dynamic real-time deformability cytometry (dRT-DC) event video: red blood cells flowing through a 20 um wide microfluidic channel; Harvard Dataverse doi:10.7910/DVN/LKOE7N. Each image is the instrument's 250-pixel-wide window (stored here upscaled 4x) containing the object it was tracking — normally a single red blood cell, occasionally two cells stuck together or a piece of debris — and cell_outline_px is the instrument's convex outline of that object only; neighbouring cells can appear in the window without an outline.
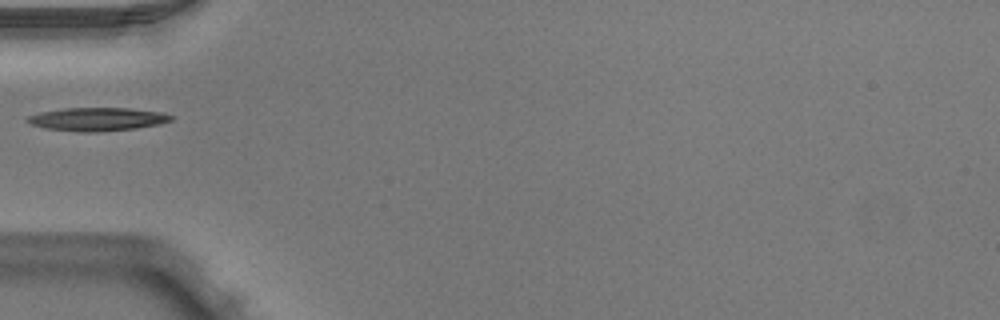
{"species": "Egyptian fruit bat (a non-hibernating species)", "species_latin": "Rousettus aegyptiacus", "temperature_condition": "warm", "stored_images_in_passage": 34, "camera_frame_rate_fps": 3000, "um_per_image_px": 0.085, "animal": {"sex": "male"}, "frame": {"image": 1, "passage_image": 1, "time_ms": 0.0, "image_size_px": [1000, 320], "cell_outline_px": [[176, 116], [172, 120], [160, 124], [136, 128], [96, 132], [80, 132], [44, 128], [28, 124], [24, 120], [28, 116], [40, 112], [64, 108], [132, 108], [160, 112]], "centroid_in_image_um": [8.26, 10.13], "position_along_channel_um": 76.7, "area_um2": 19.71}}
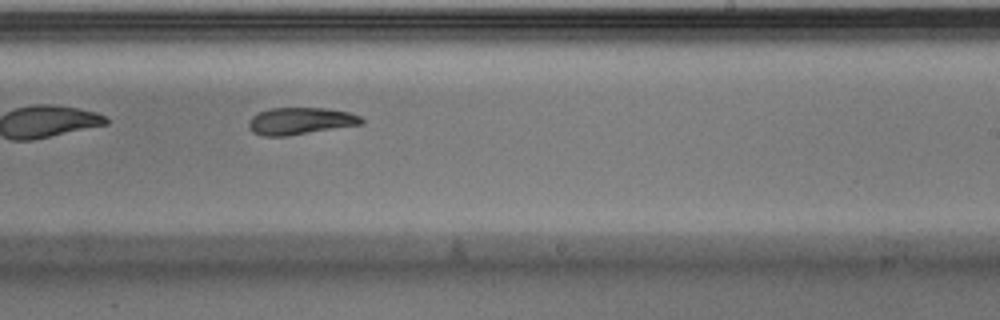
{"frame": {"image": 2, "passage_image": 15, "time_ms": 4.667, "image_size_px": [1000, 320], "cell_outline_px": [[364, 124], [288, 136], [264, 136], [252, 132], [248, 128], [248, 120], [252, 116], [260, 112], [272, 108], [324, 108], [348, 112], [360, 116], [364, 120]], "centroid_in_image_um": [25.53, 10.29], "position_along_channel_um": 263.5, "area_um2": 17.86}}